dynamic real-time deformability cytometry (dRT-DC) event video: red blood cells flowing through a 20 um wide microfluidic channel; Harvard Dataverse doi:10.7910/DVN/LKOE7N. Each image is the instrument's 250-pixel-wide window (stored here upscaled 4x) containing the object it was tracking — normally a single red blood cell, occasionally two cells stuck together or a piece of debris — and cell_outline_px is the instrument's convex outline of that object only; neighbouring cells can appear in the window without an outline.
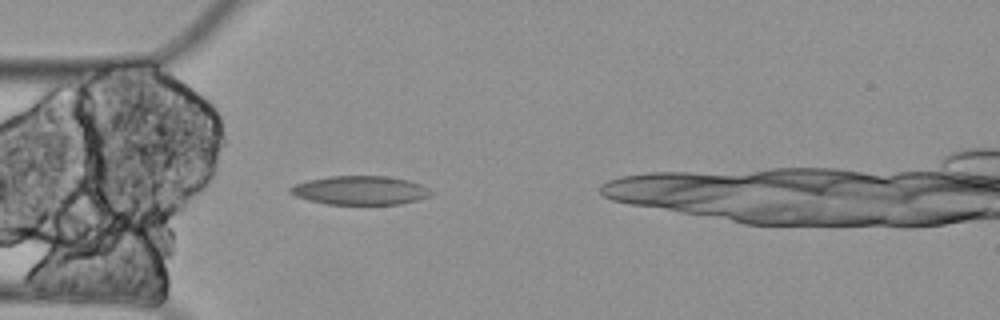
{"species": "Egyptian fruit bat (a non-hibernating species)", "species_latin": "Rousettus aegyptiacus", "temperature_condition": "cold", "stored_images_in_passage": 2, "camera_frame_rate_fps": 3000, "um_per_image_px": 0.085, "animal": {"sex": "female"}, "frame": {"image": 1, "passage_image": 2, "time_ms": 0.333, "image_size_px": [1000, 320], "cell_outline_px": [[436, 192], [428, 196], [416, 200], [400, 204], [328, 204], [308, 200], [296, 196], [288, 192], [288, 188], [296, 184], [308, 180], [328, 176], [384, 176], [408, 180], [420, 184]], "centroid_in_image_um": [30.61, 16.18], "position_along_channel_um": 54.4, "area_um2": 23.58}}